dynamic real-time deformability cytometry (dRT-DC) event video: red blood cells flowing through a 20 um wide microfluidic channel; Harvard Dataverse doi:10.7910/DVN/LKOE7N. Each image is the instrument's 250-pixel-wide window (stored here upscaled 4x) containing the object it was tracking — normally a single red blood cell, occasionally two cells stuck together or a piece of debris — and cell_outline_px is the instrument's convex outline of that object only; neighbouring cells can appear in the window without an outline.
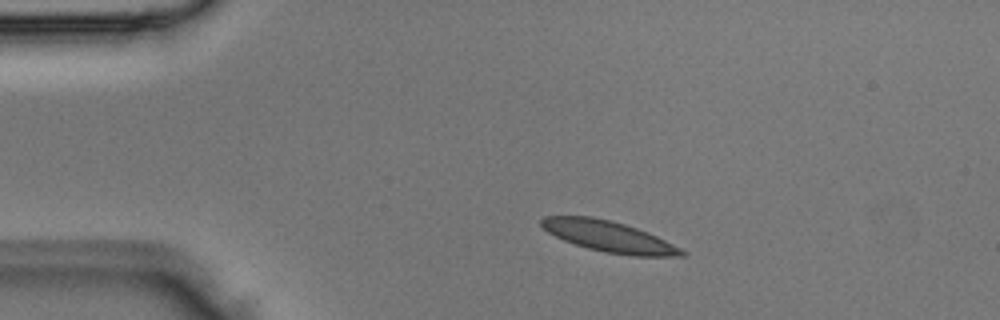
{"species": "Egyptian fruit bat (a non-hibernating species)", "species_latin": "Rousettus aegyptiacus", "temperature_condition": "room temperature", "stored_images_in_passage": 4, "segment_of_instrument_passage": [1, 2], "camera_frame_rate_fps": 3000, "um_per_image_px": 0.085, "animal": {"sex": "male"}, "frame": {"image": 1, "passage_image": 2, "time_ms": 0.333, "image_size_px": [1000, 320], "cell_outline_px": [[688, 256], [632, 256], [604, 252], [588, 248], [564, 240], [548, 232], [540, 224], [540, 220], [544, 216], [592, 216], [624, 224], [648, 232], [688, 252]], "centroid_in_image_um": [51.77, 20.1], "position_along_channel_um": 33.2, "area_um2": 25.09}}